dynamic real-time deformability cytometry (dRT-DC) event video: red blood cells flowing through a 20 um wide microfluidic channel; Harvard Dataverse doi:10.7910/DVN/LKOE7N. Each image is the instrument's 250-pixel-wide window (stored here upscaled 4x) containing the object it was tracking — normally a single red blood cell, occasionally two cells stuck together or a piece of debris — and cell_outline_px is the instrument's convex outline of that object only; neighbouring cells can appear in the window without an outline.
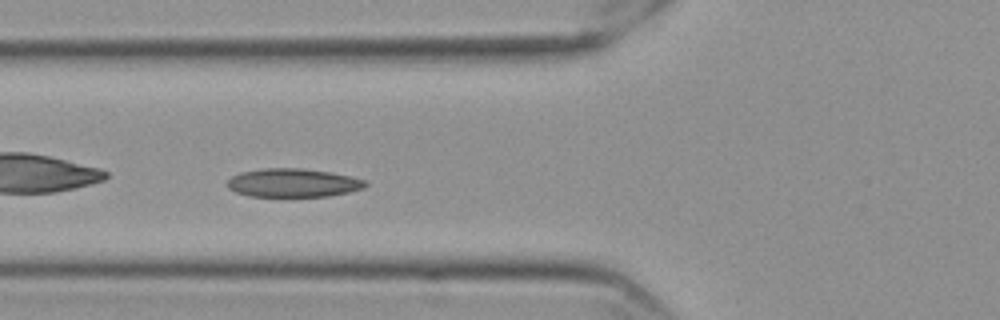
{"species": "Egyptian fruit bat (a non-hibernating species)", "species_latin": "Rousettus aegyptiacus", "temperature_condition": "cold", "stored_images_in_passage": 42, "camera_frame_rate_fps": 3000, "um_per_image_px": 0.085, "frame": {"image": 1, "passage_image": 5, "time_ms": 1.333, "image_size_px": [1000, 320], "cell_outline_px": [[368, 184], [364, 188], [348, 192], [328, 196], [248, 196], [236, 192], [228, 188], [228, 180], [232, 176], [240, 172], [264, 168], [300, 168], [328, 172], [348, 176], [364, 180]], "centroid_in_image_um": [24.88, 15.54], "position_along_channel_um": 100.9, "area_um2": 22.72}}
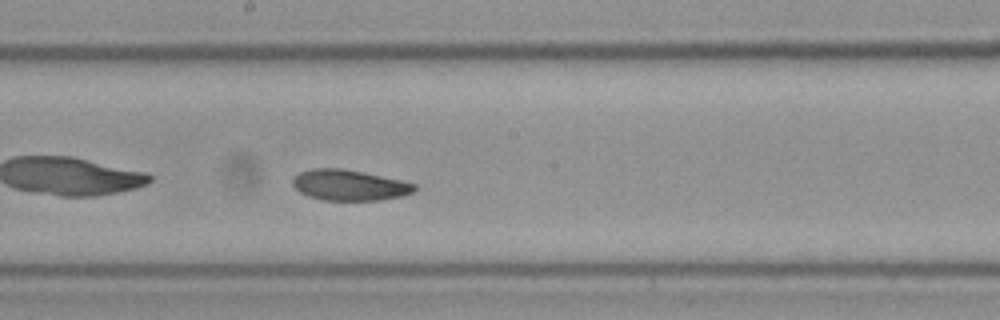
{"frame": {"image": 2, "passage_image": 15, "time_ms": 4.667, "image_size_px": [1000, 320], "cell_outline_px": [[416, 188], [412, 192], [400, 196], [380, 200], [324, 200], [308, 196], [300, 192], [292, 184], [292, 180], [300, 172], [316, 168], [340, 168], [400, 180], [416, 184]], "centroid_in_image_um": [29.67, 15.74], "position_along_channel_um": 218.5, "area_um2": 21.39}}
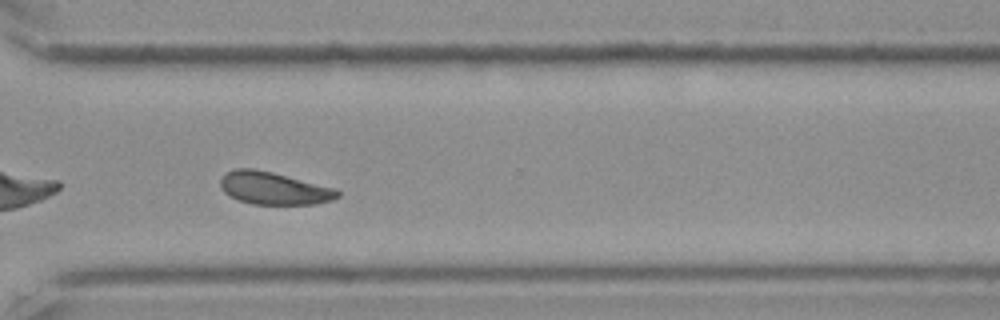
{"frame": {"image": 3, "passage_image": 26, "time_ms": 8.333, "image_size_px": [1000, 320], "cell_outline_px": [[340, 196], [332, 200], [316, 204], [252, 204], [228, 196], [220, 188], [220, 180], [224, 172], [236, 168], [252, 168], [272, 172], [336, 188], [340, 192]], "centroid_in_image_um": [23.25, 16.0], "position_along_channel_um": 347.3, "area_um2": 22.37}, "authors_computed_cell_mechanics": {"area_um2": 22.3397, "velocity_mm_per_s": 3.5155, "shape_relaxation_time_tau1_ms": 5.9037, "shape_relaxation_time_tau2_ms": 4.9934, "deformation_change_tau1": 0.1244, "deformation_change_tau2": 0.0963}}